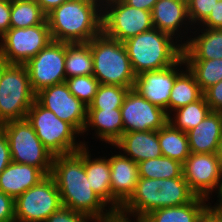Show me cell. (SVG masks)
I'll return each instance as SVG.
<instances>
[{"label":"cell","instance_id":"cell-1","mask_svg":"<svg viewBox=\"0 0 222 222\" xmlns=\"http://www.w3.org/2000/svg\"><path fill=\"white\" fill-rule=\"evenodd\" d=\"M51 176L63 207L80 212L92 221L107 220L116 214L90 186L84 166V146L76 152L54 156Z\"/></svg>","mask_w":222,"mask_h":222},{"label":"cell","instance_id":"cell-2","mask_svg":"<svg viewBox=\"0 0 222 222\" xmlns=\"http://www.w3.org/2000/svg\"><path fill=\"white\" fill-rule=\"evenodd\" d=\"M195 197L183 175L171 179L139 177L134 192L121 206L117 215L127 220L142 221L152 211L185 205Z\"/></svg>","mask_w":222,"mask_h":222},{"label":"cell","instance_id":"cell-3","mask_svg":"<svg viewBox=\"0 0 222 222\" xmlns=\"http://www.w3.org/2000/svg\"><path fill=\"white\" fill-rule=\"evenodd\" d=\"M102 2L67 0L46 15L53 41L85 43L102 32Z\"/></svg>","mask_w":222,"mask_h":222},{"label":"cell","instance_id":"cell-4","mask_svg":"<svg viewBox=\"0 0 222 222\" xmlns=\"http://www.w3.org/2000/svg\"><path fill=\"white\" fill-rule=\"evenodd\" d=\"M123 43L136 76L167 68L183 56V46L154 27Z\"/></svg>","mask_w":222,"mask_h":222},{"label":"cell","instance_id":"cell-5","mask_svg":"<svg viewBox=\"0 0 222 222\" xmlns=\"http://www.w3.org/2000/svg\"><path fill=\"white\" fill-rule=\"evenodd\" d=\"M93 57V76L104 85L132 89L136 75L124 43L102 32L89 41Z\"/></svg>","mask_w":222,"mask_h":222},{"label":"cell","instance_id":"cell-6","mask_svg":"<svg viewBox=\"0 0 222 222\" xmlns=\"http://www.w3.org/2000/svg\"><path fill=\"white\" fill-rule=\"evenodd\" d=\"M26 119L35 130L43 145L54 155L73 153L88 142L78 141L81 134L68 122L59 119L36 100L28 110ZM79 135V136H78Z\"/></svg>","mask_w":222,"mask_h":222},{"label":"cell","instance_id":"cell-7","mask_svg":"<svg viewBox=\"0 0 222 222\" xmlns=\"http://www.w3.org/2000/svg\"><path fill=\"white\" fill-rule=\"evenodd\" d=\"M6 134L12 162L39 168L51 175L54 155L43 145L28 120H12L0 125Z\"/></svg>","mask_w":222,"mask_h":222},{"label":"cell","instance_id":"cell-8","mask_svg":"<svg viewBox=\"0 0 222 222\" xmlns=\"http://www.w3.org/2000/svg\"><path fill=\"white\" fill-rule=\"evenodd\" d=\"M25 64H8L0 80V125L26 118L35 101Z\"/></svg>","mask_w":222,"mask_h":222},{"label":"cell","instance_id":"cell-9","mask_svg":"<svg viewBox=\"0 0 222 222\" xmlns=\"http://www.w3.org/2000/svg\"><path fill=\"white\" fill-rule=\"evenodd\" d=\"M102 33L124 42L152 29L151 12L129 6L123 0L102 2Z\"/></svg>","mask_w":222,"mask_h":222},{"label":"cell","instance_id":"cell-10","mask_svg":"<svg viewBox=\"0 0 222 222\" xmlns=\"http://www.w3.org/2000/svg\"><path fill=\"white\" fill-rule=\"evenodd\" d=\"M15 222H45L62 207L60 193L51 175L14 200Z\"/></svg>","mask_w":222,"mask_h":222},{"label":"cell","instance_id":"cell-11","mask_svg":"<svg viewBox=\"0 0 222 222\" xmlns=\"http://www.w3.org/2000/svg\"><path fill=\"white\" fill-rule=\"evenodd\" d=\"M51 41L47 19L27 28H10L0 38V55L9 64H26Z\"/></svg>","mask_w":222,"mask_h":222},{"label":"cell","instance_id":"cell-12","mask_svg":"<svg viewBox=\"0 0 222 222\" xmlns=\"http://www.w3.org/2000/svg\"><path fill=\"white\" fill-rule=\"evenodd\" d=\"M25 65L35 94L46 87L64 83L66 81L65 42L52 40Z\"/></svg>","mask_w":222,"mask_h":222},{"label":"cell","instance_id":"cell-13","mask_svg":"<svg viewBox=\"0 0 222 222\" xmlns=\"http://www.w3.org/2000/svg\"><path fill=\"white\" fill-rule=\"evenodd\" d=\"M35 100L59 119L71 124L82 136L88 106L71 94L65 82L41 89L36 93Z\"/></svg>","mask_w":222,"mask_h":222},{"label":"cell","instance_id":"cell-14","mask_svg":"<svg viewBox=\"0 0 222 222\" xmlns=\"http://www.w3.org/2000/svg\"><path fill=\"white\" fill-rule=\"evenodd\" d=\"M120 110L123 133L158 131L168 122L163 108L150 103L133 88L127 92Z\"/></svg>","mask_w":222,"mask_h":222},{"label":"cell","instance_id":"cell-15","mask_svg":"<svg viewBox=\"0 0 222 222\" xmlns=\"http://www.w3.org/2000/svg\"><path fill=\"white\" fill-rule=\"evenodd\" d=\"M182 171L183 178L196 196L209 200L212 193L218 191L222 172L216 153H190Z\"/></svg>","mask_w":222,"mask_h":222},{"label":"cell","instance_id":"cell-16","mask_svg":"<svg viewBox=\"0 0 222 222\" xmlns=\"http://www.w3.org/2000/svg\"><path fill=\"white\" fill-rule=\"evenodd\" d=\"M184 67L187 66L182 56L175 64L167 68L143 72L136 76L133 89L150 103L163 108L169 116L171 90L175 78L184 70Z\"/></svg>","mask_w":222,"mask_h":222},{"label":"cell","instance_id":"cell-17","mask_svg":"<svg viewBox=\"0 0 222 222\" xmlns=\"http://www.w3.org/2000/svg\"><path fill=\"white\" fill-rule=\"evenodd\" d=\"M151 17L154 28L170 35L175 41L181 43L182 46L187 43L185 36L189 33V29L193 30L194 28L188 16L187 1L158 0L151 11Z\"/></svg>","mask_w":222,"mask_h":222},{"label":"cell","instance_id":"cell-18","mask_svg":"<svg viewBox=\"0 0 222 222\" xmlns=\"http://www.w3.org/2000/svg\"><path fill=\"white\" fill-rule=\"evenodd\" d=\"M111 154L109 164L111 168V210L116 214L121 206L134 192L139 180L138 164L129 157L119 154Z\"/></svg>","mask_w":222,"mask_h":222},{"label":"cell","instance_id":"cell-19","mask_svg":"<svg viewBox=\"0 0 222 222\" xmlns=\"http://www.w3.org/2000/svg\"><path fill=\"white\" fill-rule=\"evenodd\" d=\"M196 28H193L194 32L189 31L193 33L190 37L186 36L187 43L183 46L184 60L222 59V28Z\"/></svg>","mask_w":222,"mask_h":222},{"label":"cell","instance_id":"cell-20","mask_svg":"<svg viewBox=\"0 0 222 222\" xmlns=\"http://www.w3.org/2000/svg\"><path fill=\"white\" fill-rule=\"evenodd\" d=\"M113 147L119 149L124 156L129 157L136 163L162 156L158 131L123 133Z\"/></svg>","mask_w":222,"mask_h":222},{"label":"cell","instance_id":"cell-21","mask_svg":"<svg viewBox=\"0 0 222 222\" xmlns=\"http://www.w3.org/2000/svg\"><path fill=\"white\" fill-rule=\"evenodd\" d=\"M187 135L190 153H216L222 137L221 112L211 111Z\"/></svg>","mask_w":222,"mask_h":222},{"label":"cell","instance_id":"cell-22","mask_svg":"<svg viewBox=\"0 0 222 222\" xmlns=\"http://www.w3.org/2000/svg\"><path fill=\"white\" fill-rule=\"evenodd\" d=\"M45 177L46 175L39 168L11 162L0 174V191L15 200Z\"/></svg>","mask_w":222,"mask_h":222},{"label":"cell","instance_id":"cell-23","mask_svg":"<svg viewBox=\"0 0 222 222\" xmlns=\"http://www.w3.org/2000/svg\"><path fill=\"white\" fill-rule=\"evenodd\" d=\"M94 130L96 139L113 146L123 135V121L120 109L88 110L84 133ZM88 131V132H87Z\"/></svg>","mask_w":222,"mask_h":222},{"label":"cell","instance_id":"cell-24","mask_svg":"<svg viewBox=\"0 0 222 222\" xmlns=\"http://www.w3.org/2000/svg\"><path fill=\"white\" fill-rule=\"evenodd\" d=\"M88 146H84V166L93 191L110 207L111 209V168L109 159L106 157H91ZM92 158V159H91Z\"/></svg>","mask_w":222,"mask_h":222},{"label":"cell","instance_id":"cell-25","mask_svg":"<svg viewBox=\"0 0 222 222\" xmlns=\"http://www.w3.org/2000/svg\"><path fill=\"white\" fill-rule=\"evenodd\" d=\"M208 201L196 196L188 204L152 211L141 222H198L202 212L211 204Z\"/></svg>","mask_w":222,"mask_h":222},{"label":"cell","instance_id":"cell-26","mask_svg":"<svg viewBox=\"0 0 222 222\" xmlns=\"http://www.w3.org/2000/svg\"><path fill=\"white\" fill-rule=\"evenodd\" d=\"M203 96L194 74L185 69L175 78L169 97V115L180 107L196 102Z\"/></svg>","mask_w":222,"mask_h":222},{"label":"cell","instance_id":"cell-27","mask_svg":"<svg viewBox=\"0 0 222 222\" xmlns=\"http://www.w3.org/2000/svg\"><path fill=\"white\" fill-rule=\"evenodd\" d=\"M66 79L93 75V57L89 42L65 43Z\"/></svg>","mask_w":222,"mask_h":222},{"label":"cell","instance_id":"cell-28","mask_svg":"<svg viewBox=\"0 0 222 222\" xmlns=\"http://www.w3.org/2000/svg\"><path fill=\"white\" fill-rule=\"evenodd\" d=\"M158 140L162 155L182 164L187 160L190 150L187 133L166 123L158 130Z\"/></svg>","mask_w":222,"mask_h":222},{"label":"cell","instance_id":"cell-29","mask_svg":"<svg viewBox=\"0 0 222 222\" xmlns=\"http://www.w3.org/2000/svg\"><path fill=\"white\" fill-rule=\"evenodd\" d=\"M211 111L204 96H202L196 102L189 103L170 113L168 123L174 128L187 133L202 122Z\"/></svg>","mask_w":222,"mask_h":222},{"label":"cell","instance_id":"cell-30","mask_svg":"<svg viewBox=\"0 0 222 222\" xmlns=\"http://www.w3.org/2000/svg\"><path fill=\"white\" fill-rule=\"evenodd\" d=\"M138 164L139 177L149 179H171L183 175V164L165 156L143 160Z\"/></svg>","mask_w":222,"mask_h":222},{"label":"cell","instance_id":"cell-31","mask_svg":"<svg viewBox=\"0 0 222 222\" xmlns=\"http://www.w3.org/2000/svg\"><path fill=\"white\" fill-rule=\"evenodd\" d=\"M46 14L34 0H15L11 2V28H27L42 24Z\"/></svg>","mask_w":222,"mask_h":222},{"label":"cell","instance_id":"cell-32","mask_svg":"<svg viewBox=\"0 0 222 222\" xmlns=\"http://www.w3.org/2000/svg\"><path fill=\"white\" fill-rule=\"evenodd\" d=\"M202 92L222 80V59L185 60Z\"/></svg>","mask_w":222,"mask_h":222},{"label":"cell","instance_id":"cell-33","mask_svg":"<svg viewBox=\"0 0 222 222\" xmlns=\"http://www.w3.org/2000/svg\"><path fill=\"white\" fill-rule=\"evenodd\" d=\"M129 88L100 84L88 110L120 109Z\"/></svg>","mask_w":222,"mask_h":222},{"label":"cell","instance_id":"cell-34","mask_svg":"<svg viewBox=\"0 0 222 222\" xmlns=\"http://www.w3.org/2000/svg\"><path fill=\"white\" fill-rule=\"evenodd\" d=\"M65 83L71 94L82 101L86 106H89L93 101L100 85V82L93 75L67 78Z\"/></svg>","mask_w":222,"mask_h":222},{"label":"cell","instance_id":"cell-35","mask_svg":"<svg viewBox=\"0 0 222 222\" xmlns=\"http://www.w3.org/2000/svg\"><path fill=\"white\" fill-rule=\"evenodd\" d=\"M218 0H187L188 16L192 26H199L211 13Z\"/></svg>","mask_w":222,"mask_h":222},{"label":"cell","instance_id":"cell-36","mask_svg":"<svg viewBox=\"0 0 222 222\" xmlns=\"http://www.w3.org/2000/svg\"><path fill=\"white\" fill-rule=\"evenodd\" d=\"M45 222H92V220L80 212L62 206L48 217Z\"/></svg>","mask_w":222,"mask_h":222},{"label":"cell","instance_id":"cell-37","mask_svg":"<svg viewBox=\"0 0 222 222\" xmlns=\"http://www.w3.org/2000/svg\"><path fill=\"white\" fill-rule=\"evenodd\" d=\"M203 96L212 111L222 110V80L203 92Z\"/></svg>","mask_w":222,"mask_h":222},{"label":"cell","instance_id":"cell-38","mask_svg":"<svg viewBox=\"0 0 222 222\" xmlns=\"http://www.w3.org/2000/svg\"><path fill=\"white\" fill-rule=\"evenodd\" d=\"M0 222H15L14 199L0 191Z\"/></svg>","mask_w":222,"mask_h":222},{"label":"cell","instance_id":"cell-39","mask_svg":"<svg viewBox=\"0 0 222 222\" xmlns=\"http://www.w3.org/2000/svg\"><path fill=\"white\" fill-rule=\"evenodd\" d=\"M201 28H222V0L215 3L208 17L200 24Z\"/></svg>","mask_w":222,"mask_h":222},{"label":"cell","instance_id":"cell-40","mask_svg":"<svg viewBox=\"0 0 222 222\" xmlns=\"http://www.w3.org/2000/svg\"><path fill=\"white\" fill-rule=\"evenodd\" d=\"M12 162L10 146L6 134L0 128V174Z\"/></svg>","mask_w":222,"mask_h":222},{"label":"cell","instance_id":"cell-41","mask_svg":"<svg viewBox=\"0 0 222 222\" xmlns=\"http://www.w3.org/2000/svg\"><path fill=\"white\" fill-rule=\"evenodd\" d=\"M11 2L0 0V38L11 28Z\"/></svg>","mask_w":222,"mask_h":222},{"label":"cell","instance_id":"cell-42","mask_svg":"<svg viewBox=\"0 0 222 222\" xmlns=\"http://www.w3.org/2000/svg\"><path fill=\"white\" fill-rule=\"evenodd\" d=\"M198 222H222V210L210 204L200 215Z\"/></svg>","mask_w":222,"mask_h":222},{"label":"cell","instance_id":"cell-43","mask_svg":"<svg viewBox=\"0 0 222 222\" xmlns=\"http://www.w3.org/2000/svg\"><path fill=\"white\" fill-rule=\"evenodd\" d=\"M123 1L131 7L151 12L154 8L155 3L158 0H123Z\"/></svg>","mask_w":222,"mask_h":222},{"label":"cell","instance_id":"cell-44","mask_svg":"<svg viewBox=\"0 0 222 222\" xmlns=\"http://www.w3.org/2000/svg\"><path fill=\"white\" fill-rule=\"evenodd\" d=\"M42 9V11L47 15L54 8L59 7L62 3L67 0H34Z\"/></svg>","mask_w":222,"mask_h":222},{"label":"cell","instance_id":"cell-45","mask_svg":"<svg viewBox=\"0 0 222 222\" xmlns=\"http://www.w3.org/2000/svg\"><path fill=\"white\" fill-rule=\"evenodd\" d=\"M216 193L217 194H215V195H217L216 197L219 198V199H217L218 202L215 203L213 205V207L222 210V175H221V183H220L219 189H218V191Z\"/></svg>","mask_w":222,"mask_h":222},{"label":"cell","instance_id":"cell-46","mask_svg":"<svg viewBox=\"0 0 222 222\" xmlns=\"http://www.w3.org/2000/svg\"><path fill=\"white\" fill-rule=\"evenodd\" d=\"M217 156H218V159H219V165H220V170L222 172V137L220 139V142L218 144V149H217V152H216Z\"/></svg>","mask_w":222,"mask_h":222},{"label":"cell","instance_id":"cell-47","mask_svg":"<svg viewBox=\"0 0 222 222\" xmlns=\"http://www.w3.org/2000/svg\"><path fill=\"white\" fill-rule=\"evenodd\" d=\"M8 64H9V63H8L6 60H4V59L2 58V56L0 55V80H1L2 73H3V71H4V68H5Z\"/></svg>","mask_w":222,"mask_h":222},{"label":"cell","instance_id":"cell-48","mask_svg":"<svg viewBox=\"0 0 222 222\" xmlns=\"http://www.w3.org/2000/svg\"><path fill=\"white\" fill-rule=\"evenodd\" d=\"M92 222H117V214H115L112 218L103 220V221H92Z\"/></svg>","mask_w":222,"mask_h":222},{"label":"cell","instance_id":"cell-49","mask_svg":"<svg viewBox=\"0 0 222 222\" xmlns=\"http://www.w3.org/2000/svg\"><path fill=\"white\" fill-rule=\"evenodd\" d=\"M117 222H133V221L124 219L123 217L117 215ZM134 222H141V221H134Z\"/></svg>","mask_w":222,"mask_h":222}]
</instances>
